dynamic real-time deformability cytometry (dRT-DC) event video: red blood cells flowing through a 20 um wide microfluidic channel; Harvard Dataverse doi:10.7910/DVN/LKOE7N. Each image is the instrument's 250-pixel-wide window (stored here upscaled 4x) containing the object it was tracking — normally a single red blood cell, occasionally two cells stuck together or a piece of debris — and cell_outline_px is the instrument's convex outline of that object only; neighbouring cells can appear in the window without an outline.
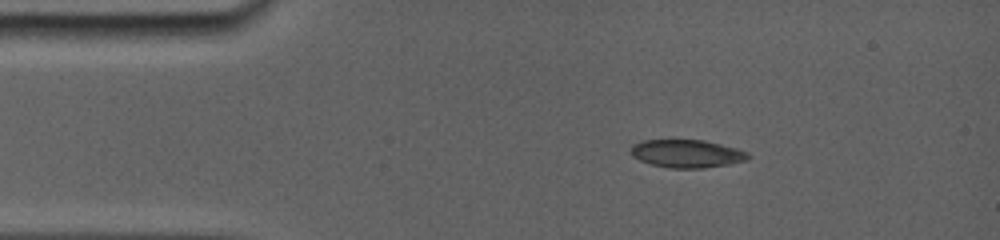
{"species": "common noctule bat (a hibernating species)", "species_latin": "Nyctalus noctula", "temperature_condition": "room temperature", "stored_images_in_passage": 44, "camera_frame_rate_fps": 5000, "um_per_image_px": 0.085, "animal": {"sex": "female", "body_mass_g": 19.0, "forearm_length_mm": 56.7}, "frame": {"image": 1, "passage_image": 4, "time_ms": 1.6, "image_size_px": [1000, 240], "cell_outline_px": [[748, 156], [740, 160], [724, 164], [700, 168], [672, 168], [652, 164], [640, 160], [632, 152], [632, 148], [636, 144], [648, 140], [700, 140], [716, 144], [744, 152]], "centroid_in_image_um": [58.28, 13.06], "position_along_channel_um": 26.7, "area_um2": 17.74}}
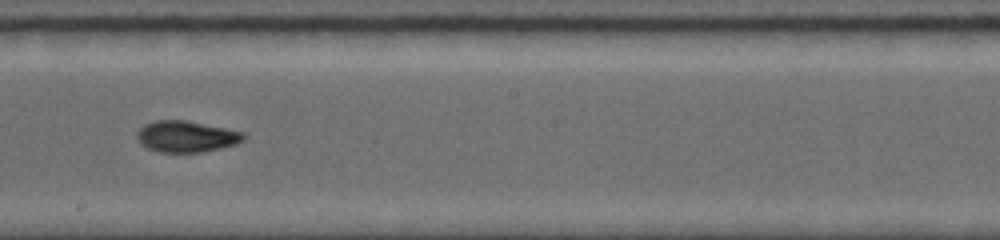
{"frame": {"image": 2, "passage_image": 21, "time_ms": 8.2, "image_size_px": [1000, 240], "cell_outline_px": [[248, 136], [244, 140], [236, 144], [220, 148], [200, 152], [160, 152], [148, 148], [140, 144], [136, 136], [136, 132], [144, 124], [156, 120], [188, 120], [244, 132]], "centroid_in_image_um": [15.84, 11.59], "position_along_channel_um": 232.4, "area_um2": 19.59}}
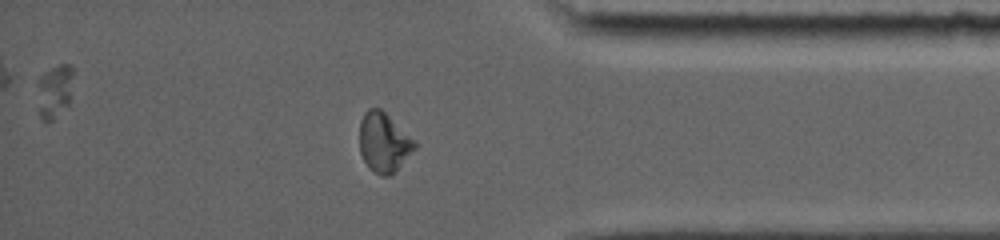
{"frame": {"image": 3, "passage_image": 37, "time_ms": 12.8, "image_size_px": [1000, 240], "cell_outline_px": [[416, 148], [396, 172], [388, 176], [384, 176], [368, 168], [360, 152], [360, 120], [364, 112], [368, 108], [380, 108], [416, 144]], "centroid_in_image_um": [32.59, 12.13], "position_along_channel_um": 402.6, "area_um2": 18.73}, "authors_computed_cell_mechanics": {"area_um2": 18.8428, "velocity_mm_per_s": 3.8639, "shape_relaxation_time_tau1_ms": 10.2061, "shape_relaxation_time_tau2_ms": 2.5248, "deformation_change_tau1": 0.2465, "deformation_change_tau2": 0.0622}}